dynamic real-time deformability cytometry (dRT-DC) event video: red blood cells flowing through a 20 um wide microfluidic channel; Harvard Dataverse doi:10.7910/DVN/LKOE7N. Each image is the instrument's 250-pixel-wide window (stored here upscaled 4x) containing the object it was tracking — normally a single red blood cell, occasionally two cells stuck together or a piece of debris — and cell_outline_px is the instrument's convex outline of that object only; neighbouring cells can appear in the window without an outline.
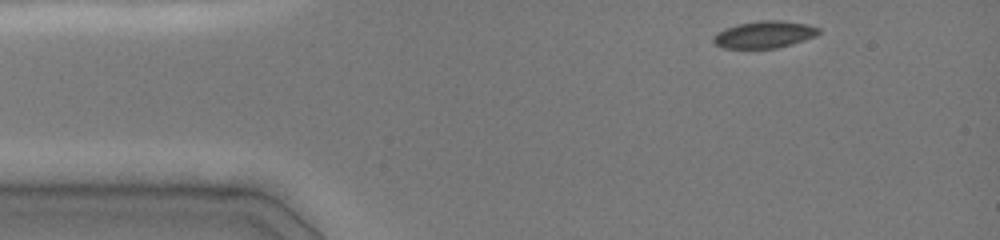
{"species": "common noctule bat (a hibernating species)", "species_latin": "Nyctalus noctula", "temperature_condition": "cold", "stored_images_in_passage": 38, "camera_frame_rate_fps": 3000, "um_per_image_px": 0.085, "animal": {"sex": "female", "body_mass_g": 19.0, "forearm_length_mm": 51.5}, "frame": {"image": 1, "passage_image": 1, "time_ms": 0.0, "image_size_px": [1000, 240], "cell_outline_px": [[820, 32], [816, 36], [792, 44], [776, 48], [724, 48], [716, 44], [712, 40], [712, 36], [716, 32], [724, 28], [736, 24], [760, 20], [780, 20], [808, 24], [820, 28]], "centroid_in_image_um": [64.95, 2.92], "position_along_channel_um": 20.0, "area_um2": 16.76}}
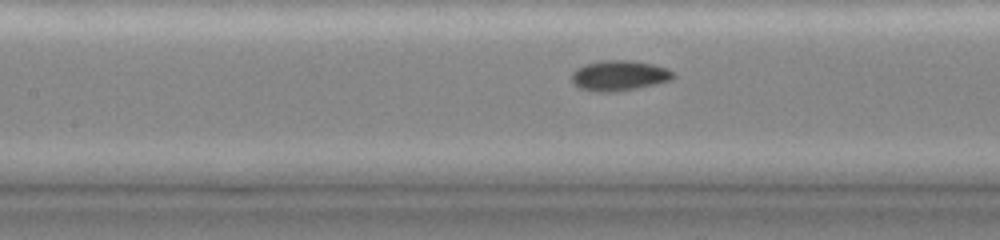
{"frame": {"image": 2, "passage_image": 16, "time_ms": 5.0, "image_size_px": [1000, 240], "cell_outline_px": [[676, 76], [672, 80], [656, 84], [616, 92], [596, 92], [580, 88], [572, 80], [572, 72], [576, 68], [584, 64], [600, 60], [632, 60], [652, 64], [668, 68]], "centroid_in_image_um": [52.64, 6.42], "position_along_channel_um": 154.8, "area_um2": 18.09}}
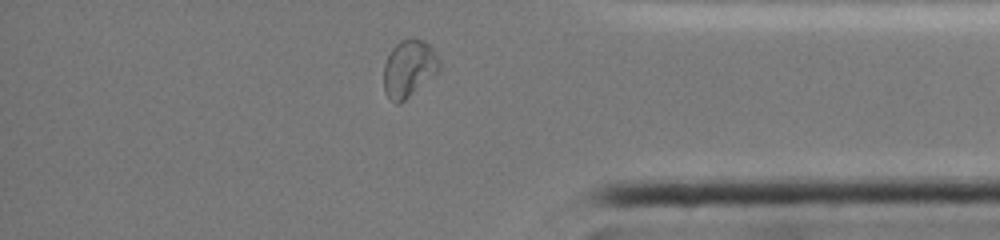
{"frame": {"image": 3, "passage_image": 35, "time_ms": 11.333, "image_size_px": [1000, 240], "cell_outline_px": [[440, 72], [400, 104], [396, 104], [384, 92], [384, 64], [392, 48], [400, 40], [412, 36], [424, 40], [436, 52], [440, 60]], "centroid_in_image_um": [34.79, 5.8], "position_along_channel_um": 400.4, "area_um2": 18.96}, "authors_computed_cell_mechanics": {"area_um2": 17.051, "velocity_mm_per_s": 4.0097, "shape_relaxation_time_tau1_ms": 6.2654, "shape_relaxation_time_tau2_ms": null, "deformation_change_tau1": 0.1426, "deformation_change_tau2": null}}